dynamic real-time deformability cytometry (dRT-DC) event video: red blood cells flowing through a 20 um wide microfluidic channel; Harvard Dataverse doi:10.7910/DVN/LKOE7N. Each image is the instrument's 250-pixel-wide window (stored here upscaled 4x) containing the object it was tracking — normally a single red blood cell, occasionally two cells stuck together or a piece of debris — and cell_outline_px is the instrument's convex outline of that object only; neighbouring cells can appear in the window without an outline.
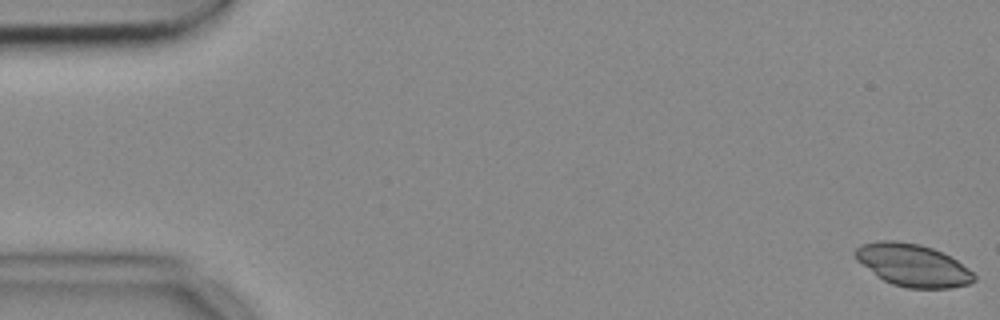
{"species": "common noctule bat (a hibernating species)", "species_latin": "Nyctalus noctula", "temperature_condition": "cold", "stored_images_in_passage": 55, "camera_frame_rate_fps": 3000, "um_per_image_px": 0.085, "animal": {"sex": "female", "body_mass_g": 18.4}, "frame": {"image": 1, "passage_image": 1, "time_ms": 0.0, "image_size_px": [1000, 320], "cell_outline_px": [[976, 280], [968, 284], [952, 288], [908, 288], [892, 284], [876, 276], [856, 260], [852, 252], [860, 244], [880, 240], [896, 240], [920, 244], [932, 248], [956, 260], [968, 268], [976, 276]], "centroid_in_image_um": [77.54, 22.53], "position_along_channel_um": 7.5, "area_um2": 29.48}}